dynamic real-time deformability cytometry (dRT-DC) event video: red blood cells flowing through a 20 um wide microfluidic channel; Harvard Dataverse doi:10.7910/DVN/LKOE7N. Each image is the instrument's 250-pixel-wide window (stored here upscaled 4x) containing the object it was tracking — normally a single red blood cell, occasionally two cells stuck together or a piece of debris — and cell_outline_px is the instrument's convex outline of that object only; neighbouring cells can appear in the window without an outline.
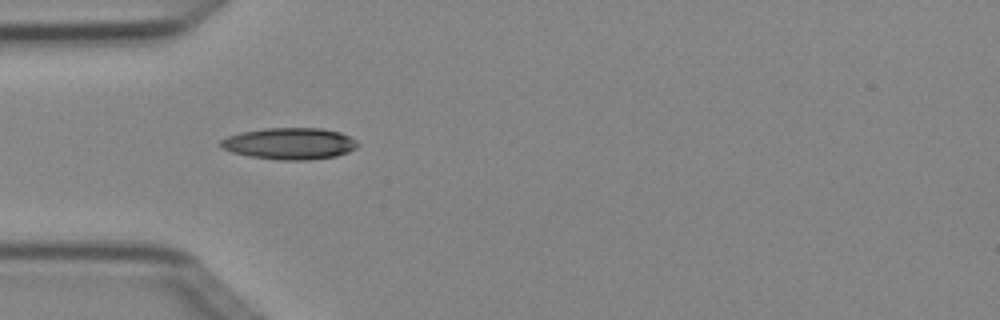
{"species": "Egyptian fruit bat (a non-hibernating species)", "species_latin": "Rousettus aegyptiacus", "temperature_condition": "cold", "stored_images_in_passage": 5, "camera_frame_rate_fps": 3000, "um_per_image_px": 0.085, "animal": {"sex": "female"}, "frame": {"image": 1, "passage_image": 3, "time_ms": 0.667, "image_size_px": [1000, 320], "cell_outline_px": [[360, 144], [356, 148], [348, 152], [336, 156], [308, 160], [280, 160], [248, 156], [232, 152], [220, 148], [220, 140], [228, 136], [240, 132], [264, 128], [320, 128], [340, 132], [356, 140]], "centroid_in_image_um": [24.61, 12.2], "position_along_channel_um": 60.4, "area_um2": 25.37}}
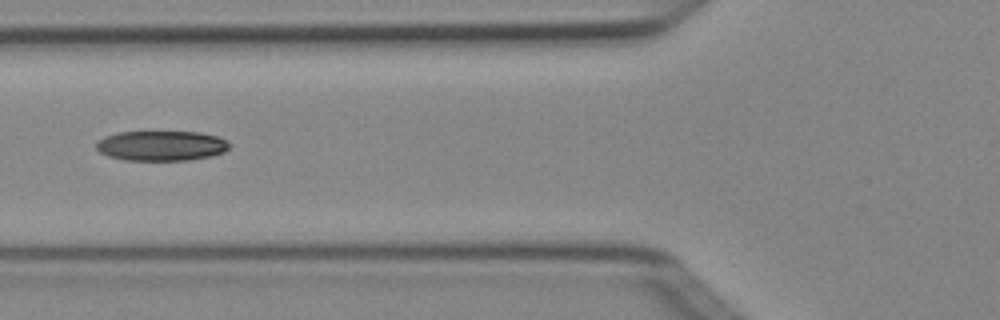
{"frame": {"image": 2, "passage_image": 4, "time_ms": 1.0, "image_size_px": [1000, 320], "cell_outline_px": [[232, 144], [224, 152], [212, 156], [188, 160], [124, 160], [108, 156], [100, 152], [96, 148], [96, 140], [104, 136], [116, 132], [200, 132], [216, 136]], "centroid_in_image_um": [13.68, 12.38], "position_along_channel_um": 112.1, "area_um2": 23.41}}
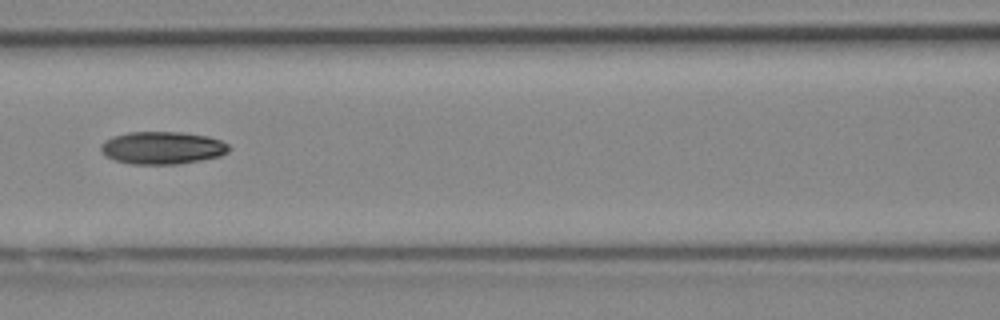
{"frame": {"image": 3, "passage_image": 5, "time_ms": 1.333, "image_size_px": [1000, 320], "cell_outline_px": [[232, 148], [228, 152], [220, 156], [180, 164], [132, 164], [116, 160], [104, 156], [100, 148], [100, 144], [104, 140], [112, 136], [128, 132], [180, 132], [208, 136], [220, 140], [228, 144]], "centroid_in_image_um": [13.79, 12.56], "position_along_channel_um": 152.8, "area_um2": 24.51}}